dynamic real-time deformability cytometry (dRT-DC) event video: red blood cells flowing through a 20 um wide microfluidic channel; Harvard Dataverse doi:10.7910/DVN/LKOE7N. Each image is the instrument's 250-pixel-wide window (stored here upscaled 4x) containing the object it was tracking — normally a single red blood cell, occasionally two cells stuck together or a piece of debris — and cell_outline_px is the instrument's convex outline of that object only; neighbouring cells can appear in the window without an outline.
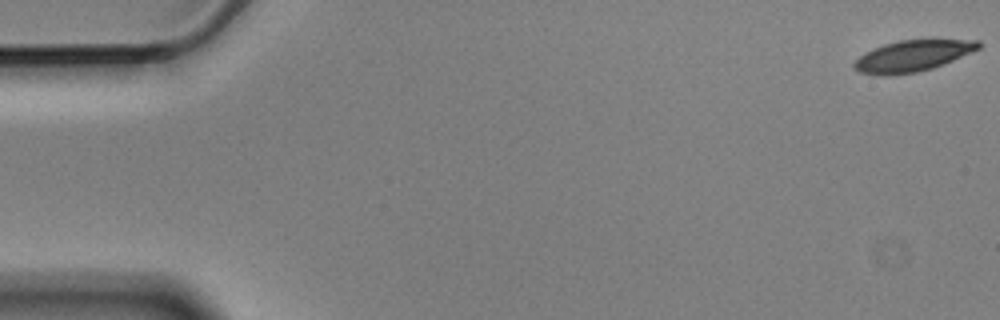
{"species": "Egyptian fruit bat (a non-hibernating species)", "species_latin": "Rousettus aegyptiacus", "temperature_condition": "cold", "stored_images_in_passage": 8, "camera_frame_rate_fps": 3000, "um_per_image_px": 0.085, "animal": {"sex": "male"}, "frame": {"image": 1, "passage_image": 1, "time_ms": 0.0, "image_size_px": [1000, 320], "cell_outline_px": [[980, 48], [944, 64], [932, 68], [916, 72], [884, 76], [860, 72], [852, 68], [852, 64], [864, 52], [884, 44], [900, 40], [980, 40]], "centroid_in_image_um": [77.53, 4.76], "position_along_channel_um": 7.5, "area_um2": 22.43}}
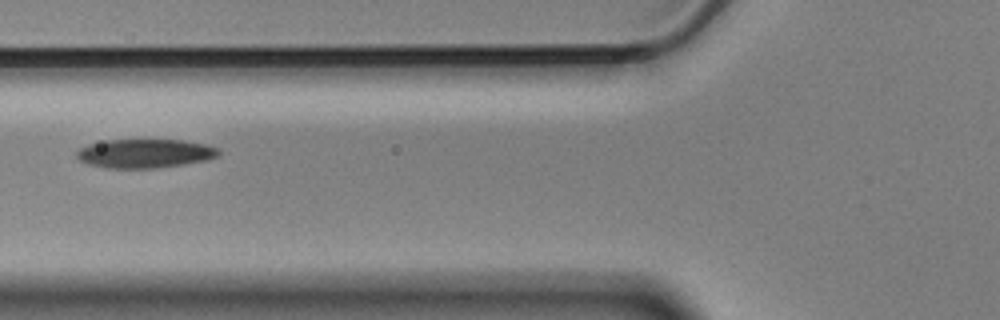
{"frame": {"image": 2, "passage_image": 7, "time_ms": 2.0, "image_size_px": [1000, 320], "cell_outline_px": [[220, 156], [208, 160], [184, 164], [156, 168], [108, 168], [88, 164], [80, 160], [76, 156], [76, 152], [80, 148], [88, 144], [104, 140], [184, 140], [208, 144], [220, 148]], "centroid_in_image_um": [12.37, 13.04], "position_along_channel_um": 113.4, "area_um2": 24.16}}
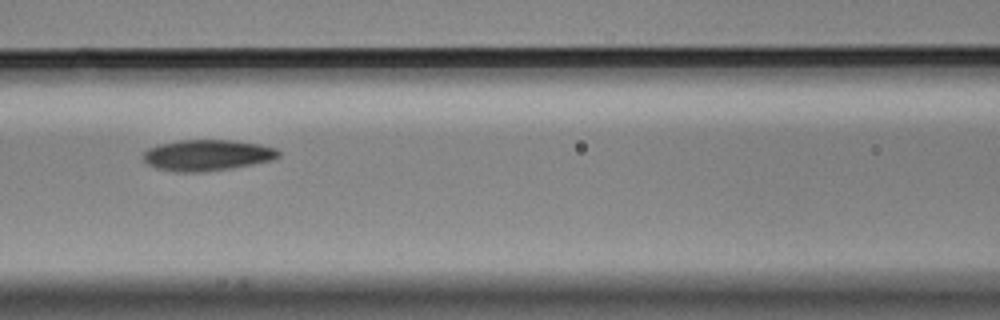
{"frame": {"image": 3, "passage_image": 8, "time_ms": 2.333, "image_size_px": [1000, 320], "cell_outline_px": [[280, 156], [272, 160], [232, 168], [204, 172], [176, 172], [156, 168], [148, 164], [140, 156], [148, 148], [156, 144], [180, 140], [232, 140], [260, 144], [276, 148], [280, 152]], "centroid_in_image_um": [17.58, 13.19], "position_along_channel_um": 149.0, "area_um2": 24.74}}